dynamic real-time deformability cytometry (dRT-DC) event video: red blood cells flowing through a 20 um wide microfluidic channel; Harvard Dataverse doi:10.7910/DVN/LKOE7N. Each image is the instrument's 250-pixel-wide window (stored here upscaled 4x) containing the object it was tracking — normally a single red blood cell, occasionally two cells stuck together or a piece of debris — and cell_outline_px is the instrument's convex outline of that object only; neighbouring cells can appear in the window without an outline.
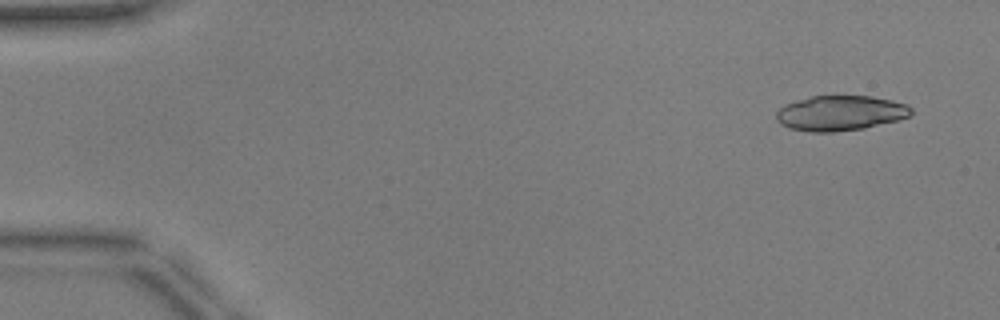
{"species": "common noctule bat (a hibernating species)", "species_latin": "Nyctalus noctula", "temperature_condition": "warm", "stored_images_in_passage": 50, "camera_frame_rate_fps": 3000, "um_per_image_px": 0.085, "animal": {"sex": "male", "body_mass_g": 17.9, "forearm_length_mm": 54.2}, "frame": {"image": 1, "passage_image": 3, "time_ms": 0.667, "image_size_px": [1000, 320], "cell_outline_px": [[912, 112], [908, 116], [900, 120], [864, 128], [836, 132], [808, 132], [788, 128], [780, 124], [776, 120], [776, 112], [784, 104], [812, 96], [872, 96], [892, 100], [908, 104], [912, 108]], "centroid_in_image_um": [71.43, 9.62], "position_along_channel_um": 13.6, "area_um2": 27.86}}
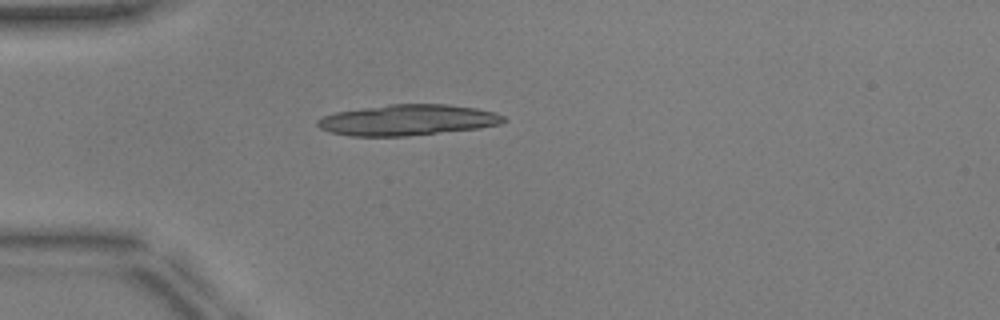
{"frame": {"image": 2, "passage_image": 14, "time_ms": 4.333, "image_size_px": [1000, 320], "cell_outline_px": [[508, 120], [500, 124], [480, 128], [408, 136], [352, 136], [328, 132], [320, 128], [316, 124], [316, 120], [324, 116], [336, 112], [388, 104], [448, 104], [476, 108], [496, 112], [504, 116]], "centroid_in_image_um": [34.67, 10.2], "position_along_channel_um": 50.3, "area_um2": 33.64}}